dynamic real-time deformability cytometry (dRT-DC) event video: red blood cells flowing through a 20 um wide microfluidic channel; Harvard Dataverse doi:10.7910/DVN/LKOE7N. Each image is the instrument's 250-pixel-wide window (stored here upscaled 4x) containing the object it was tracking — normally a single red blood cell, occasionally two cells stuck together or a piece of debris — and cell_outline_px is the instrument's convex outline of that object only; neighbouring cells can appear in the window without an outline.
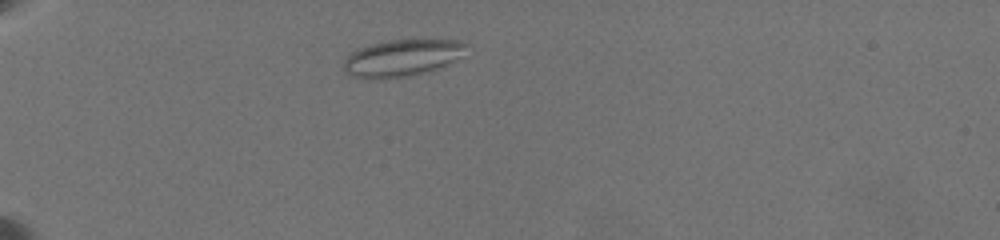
{"species": "common noctule bat (a hibernating species)", "species_latin": "Nyctalus noctula", "temperature_condition": "warm", "stored_images_in_passage": 30, "camera_frame_rate_fps": 3000, "um_per_image_px": 0.085, "animal": {"sex": "female", "body_mass_g": 19.5, "forearm_length_mm": 54.1}, "frame": {"image": 1, "passage_image": 4, "time_ms": 1.333, "image_size_px": [1000, 240], "cell_outline_px": [[468, 44], [452, 60], [436, 68], [404, 76], [352, 76], [344, 68], [344, 60], [352, 52], [360, 48], [372, 44], [388, 40], [460, 40]], "centroid_in_image_um": [34.14, 4.86], "position_along_channel_um": 50.9, "area_um2": 24.57}}
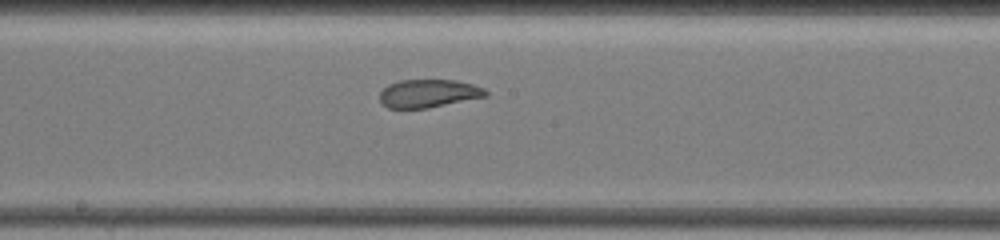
{"frame": {"image": 2, "passage_image": 16, "time_ms": 7.0, "image_size_px": [1000, 240], "cell_outline_px": [[488, 96], [428, 108], [388, 108], [380, 100], [380, 92], [388, 84], [400, 80], [456, 80], [472, 84], [484, 88], [488, 92]], "centroid_in_image_um": [36.44, 7.94], "position_along_channel_um": 211.8, "area_um2": 17.34}}
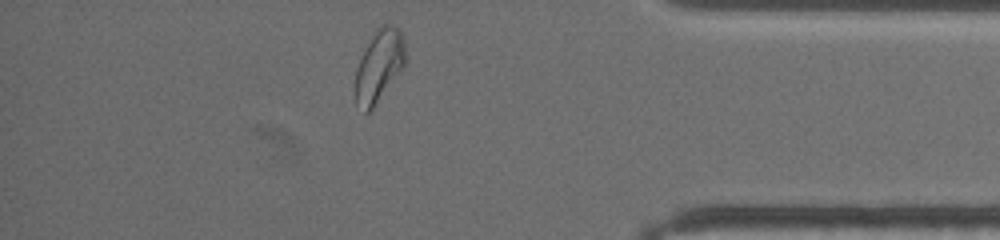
{"frame": {"image": 3, "passage_image": 27, "time_ms": 13.0, "image_size_px": [1000, 240], "cell_outline_px": [[404, 68], [372, 108], [364, 116], [356, 104], [352, 92], [356, 68], [364, 48], [372, 32], [384, 24], [392, 24], [400, 28], [404, 36]], "centroid_in_image_um": [32.17, 5.61], "position_along_channel_um": 403.0, "area_um2": 21.79}, "authors_computed_cell_mechanics": {"area_um2": 20.0277, "velocity_mm_per_s": 3.5353, "shape_relaxation_time_tau1_ms": null, "shape_relaxation_time_tau2_ms": 1.7142, "deformation_change_tau1": null, "deformation_change_tau2": 0.0749}}